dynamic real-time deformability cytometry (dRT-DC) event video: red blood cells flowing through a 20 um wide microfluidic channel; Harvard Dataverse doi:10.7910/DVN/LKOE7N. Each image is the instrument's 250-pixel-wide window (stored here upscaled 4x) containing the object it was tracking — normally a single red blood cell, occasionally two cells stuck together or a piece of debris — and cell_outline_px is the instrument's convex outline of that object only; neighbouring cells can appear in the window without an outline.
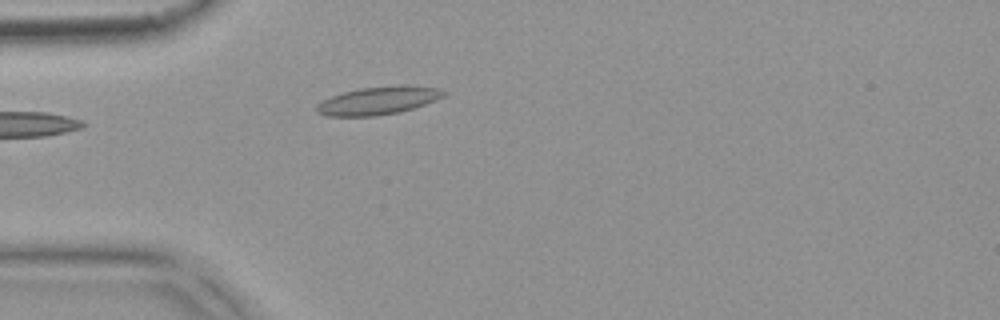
{"species": "common noctule bat (a hibernating species)", "species_latin": "Nyctalus noctula", "temperature_condition": "warm", "stored_images_in_passage": 3, "camera_frame_rate_fps": 3000, "um_per_image_px": 0.085, "animal": {"sex": "female", "body_mass_g": 18.4}, "frame": {"image": 1, "passage_image": 3, "time_ms": 0.667, "image_size_px": [1000, 320], "cell_outline_px": [[448, 92], [444, 96], [436, 100], [412, 108], [396, 112], [376, 116], [328, 116], [316, 112], [316, 104], [332, 96], [344, 92], [360, 88], [400, 84], [408, 84], [440, 88]], "centroid_in_image_um": [32.19, 8.53], "position_along_channel_um": 52.8, "area_um2": 20.81}}